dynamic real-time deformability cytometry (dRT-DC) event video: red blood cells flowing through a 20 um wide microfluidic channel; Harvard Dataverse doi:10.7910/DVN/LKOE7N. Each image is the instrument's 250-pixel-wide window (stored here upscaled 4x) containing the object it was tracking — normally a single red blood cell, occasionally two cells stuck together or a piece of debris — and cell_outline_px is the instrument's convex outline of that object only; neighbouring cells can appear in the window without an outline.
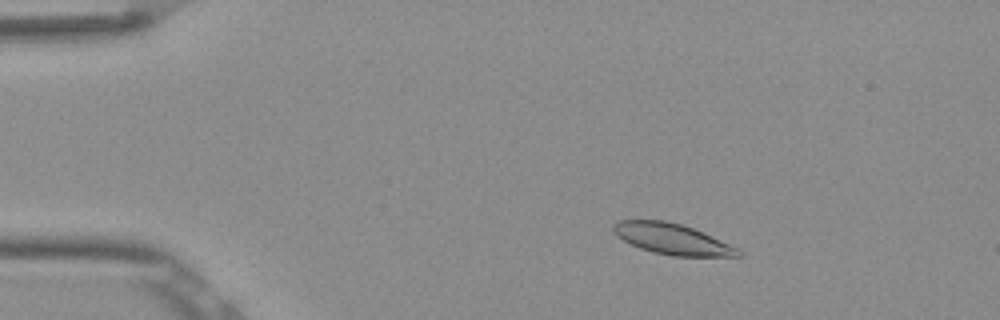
{"species": "Egyptian fruit bat (a non-hibernating species)", "species_latin": "Rousettus aegyptiacus", "temperature_condition": "room temperature", "stored_images_in_passage": 53, "camera_frame_rate_fps": 3000, "um_per_image_px": 0.085, "frame": {"image": 1, "passage_image": 9, "time_ms": 2.667, "image_size_px": [1000, 320], "cell_outline_px": [[744, 252], [740, 256], [672, 256], [652, 252], [640, 248], [616, 236], [612, 232], [612, 224], [620, 220], [664, 220], [680, 224], [704, 232], [740, 248]], "centroid_in_image_um": [57.16, 20.31], "position_along_channel_um": 27.8, "area_um2": 22.6}}
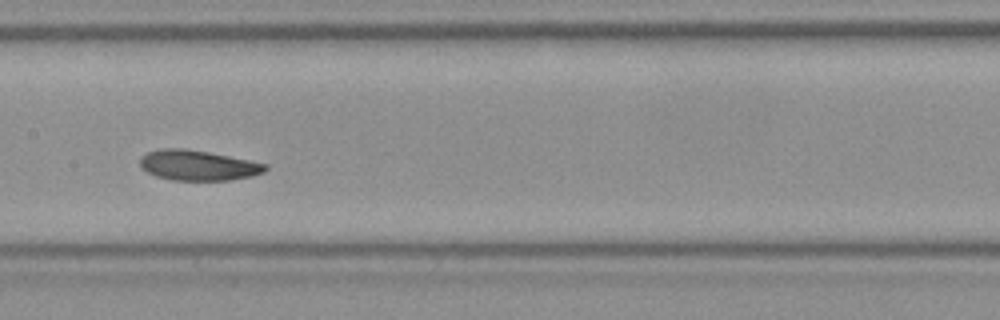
{"frame": {"image": 2, "passage_image": 27, "time_ms": 8.667, "image_size_px": [1000, 320], "cell_outline_px": [[268, 168], [264, 172], [252, 176], [228, 180], [172, 180], [156, 176], [140, 168], [140, 156], [148, 152], [160, 148], [184, 148], [208, 152], [268, 164]], "centroid_in_image_um": [16.8, 14.05], "position_along_channel_um": 190.6, "area_um2": 22.08}}
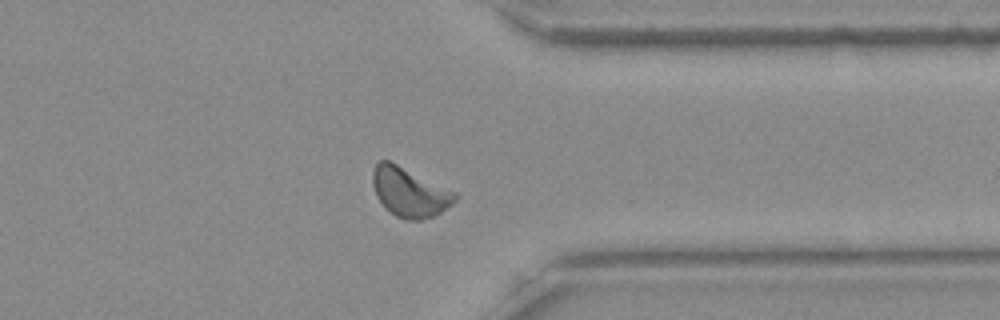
{"frame": {"image": 3, "passage_image": 42, "time_ms": 13.667, "image_size_px": [1000, 320], "cell_outline_px": [[460, 196], [452, 204], [440, 212], [432, 216], [420, 220], [404, 220], [396, 216], [384, 208], [376, 196], [372, 184], [372, 172], [376, 164], [380, 160], [388, 160], [456, 192]], "centroid_in_image_um": [34.79, 16.35], "position_along_channel_um": 376.6, "area_um2": 23.58}, "authors_computed_cell_mechanics": {"area_um2": 22.3686, "velocity_mm_per_s": 3.8131, "shape_relaxation_time_tau1_ms": 2.4942, "shape_relaxation_time_tau2_ms": 3.3523, "deformation_change_tau1": 0.0788, "deformation_change_tau2": 0.0664}}